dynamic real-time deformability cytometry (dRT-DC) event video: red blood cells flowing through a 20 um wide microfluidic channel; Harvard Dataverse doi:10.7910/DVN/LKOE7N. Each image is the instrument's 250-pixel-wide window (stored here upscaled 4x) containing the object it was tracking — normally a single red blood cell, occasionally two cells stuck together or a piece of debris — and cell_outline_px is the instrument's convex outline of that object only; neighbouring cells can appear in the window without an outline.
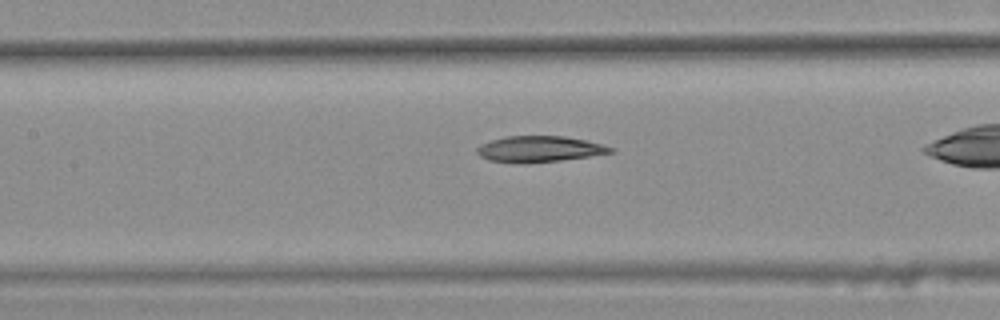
{"species": "common noctule bat (a hibernating species)", "species_latin": "Nyctalus noctula", "temperature_condition": "warm", "stored_images_in_passage": 31, "camera_frame_rate_fps": 3000, "um_per_image_px": 0.085, "animal": {"sex": "female", "body_mass_g": 25.1}, "frame": {"image": 1, "passage_image": 14, "time_ms": 4.333, "image_size_px": [1000, 320], "cell_outline_px": [[616, 152], [560, 160], [524, 164], [488, 160], [480, 156], [476, 152], [476, 148], [480, 144], [504, 136], [564, 136], [584, 140], [600, 144], [612, 148]], "centroid_in_image_um": [45.78, 12.67], "position_along_channel_um": 161.6, "area_um2": 20.17}}
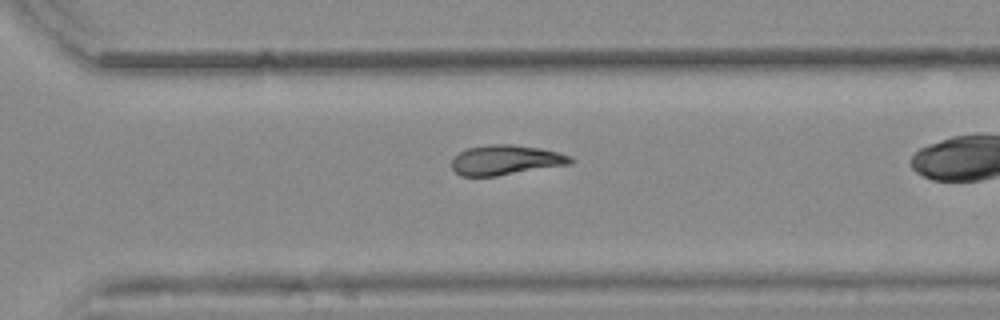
{"frame": {"image": 2, "passage_image": 27, "time_ms": 8.667, "image_size_px": [1000, 320], "cell_outline_px": [[576, 160], [572, 164], [496, 176], [460, 176], [452, 168], [452, 160], [460, 152], [468, 148], [492, 144], [512, 144], [540, 148], [572, 156]], "centroid_in_image_um": [43.03, 13.61], "position_along_channel_um": 327.6, "area_um2": 20.69}}